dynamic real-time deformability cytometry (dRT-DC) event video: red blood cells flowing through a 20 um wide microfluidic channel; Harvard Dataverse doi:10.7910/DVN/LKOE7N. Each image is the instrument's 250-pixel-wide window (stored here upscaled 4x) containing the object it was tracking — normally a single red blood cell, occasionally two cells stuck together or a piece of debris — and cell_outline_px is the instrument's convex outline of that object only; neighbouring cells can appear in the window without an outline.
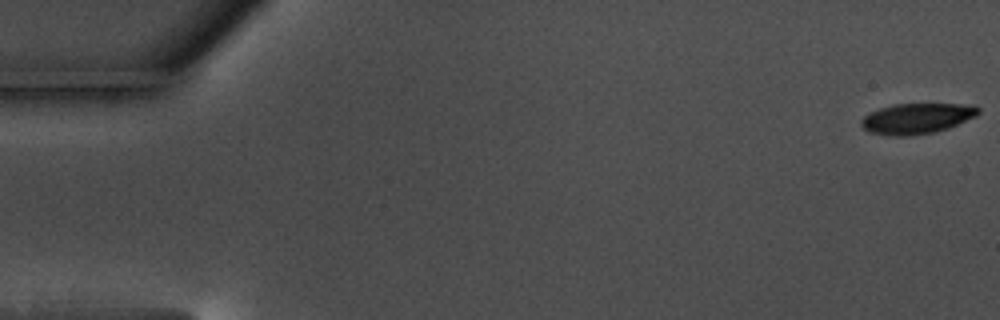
{"species": "common noctule bat (a hibernating species)", "species_latin": "Nyctalus noctula", "temperature_condition": "warm", "stored_images_in_passage": 58, "camera_frame_rate_fps": 3000, "um_per_image_px": 0.085, "animal": {"sex": "male", "body_mass_g": 17.5, "forearm_length_mm": 52.3}, "frame": {"image": 1, "passage_image": 1, "time_ms": 0.0, "image_size_px": [1000, 320], "cell_outline_px": [[980, 112], [976, 116], [948, 128], [936, 132], [908, 136], [888, 136], [868, 132], [860, 124], [860, 120], [864, 116], [880, 108], [892, 104], [960, 104], [980, 108]], "centroid_in_image_um": [77.89, 10.08], "position_along_channel_um": 7.1, "area_um2": 20.81}}
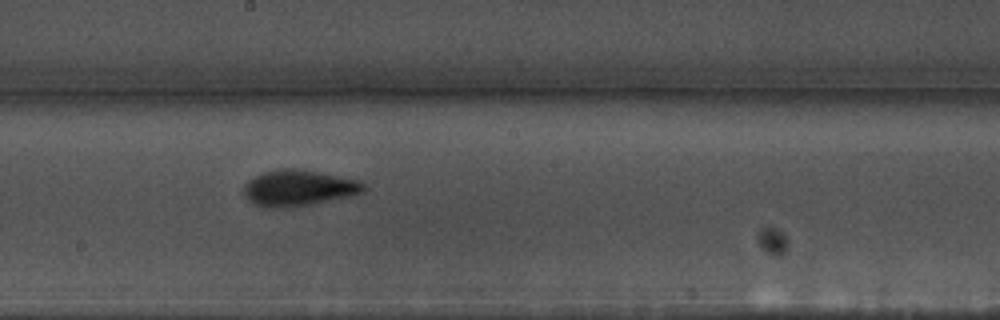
{"frame": {"image": 2, "passage_image": 32, "time_ms": 10.333, "image_size_px": [1000, 320], "cell_outline_px": [[364, 192], [348, 196], [312, 204], [284, 208], [260, 208], [252, 204], [244, 196], [244, 184], [248, 180], [260, 172], [280, 168], [296, 168], [360, 180], [364, 184]], "centroid_in_image_um": [25.3, 15.98], "position_along_channel_um": 222.9, "area_um2": 25.43}}
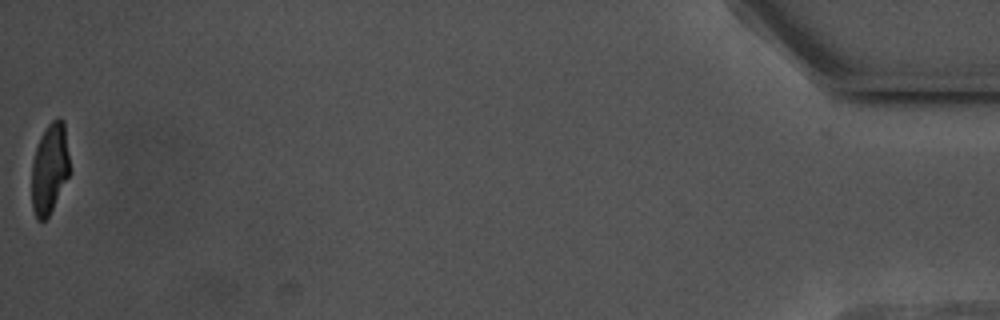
{"frame": {"image": 3, "passage_image": 58, "time_ms": 19.0, "image_size_px": [1000, 320], "cell_outline_px": [[72, 172], [48, 216], [44, 220], [36, 220], [32, 208], [32, 160], [40, 136], [48, 124], [56, 116], [60, 116], [64, 120]], "centroid_in_image_um": [4.25, 14.28], "position_along_channel_um": 430.9, "area_um2": 20.63}, "authors_computed_cell_mechanics": {"area_um2": 22.7154, "velocity_mm_per_s": 3.5512, "shape_relaxation_time_tau1_ms": 3.1731, "shape_relaxation_time_tau2_ms": 1.6888, "deformation_change_tau1": 0.1503, "deformation_change_tau2": 0.0678}}